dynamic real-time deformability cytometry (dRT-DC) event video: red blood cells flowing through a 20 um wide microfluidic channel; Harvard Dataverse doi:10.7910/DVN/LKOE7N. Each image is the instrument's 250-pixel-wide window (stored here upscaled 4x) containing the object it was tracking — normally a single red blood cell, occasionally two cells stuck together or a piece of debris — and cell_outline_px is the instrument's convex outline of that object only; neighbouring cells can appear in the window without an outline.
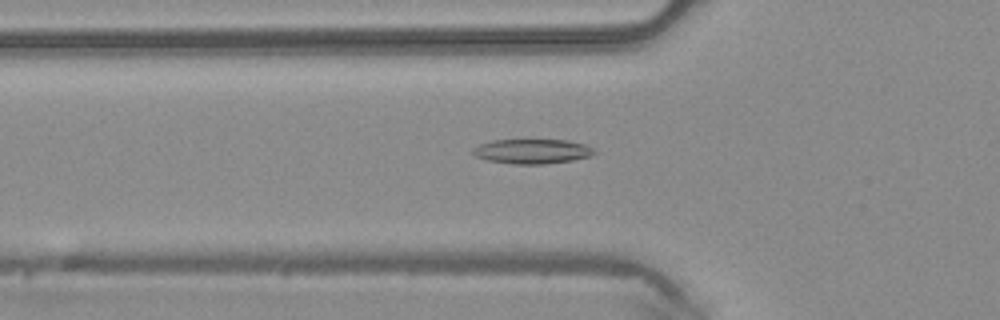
{"species": "common noctule bat (a hibernating species)", "species_latin": "Nyctalus noctula", "temperature_condition": "warm", "stored_images_in_passage": 48, "camera_frame_rate_fps": 3000, "um_per_image_px": 0.085, "animal": {"sex": "male", "body_mass_g": 20.4}, "frame": {"image": 1, "passage_image": 17, "time_ms": 5.333, "image_size_px": [1000, 320], "cell_outline_px": [[596, 152], [592, 156], [572, 160], [540, 164], [512, 164], [488, 160], [476, 156], [472, 152], [472, 148], [480, 144], [492, 140], [524, 136], [568, 140], [584, 144], [592, 148]], "centroid_in_image_um": [45.21, 12.79], "position_along_channel_um": 80.6, "area_um2": 18.44}}
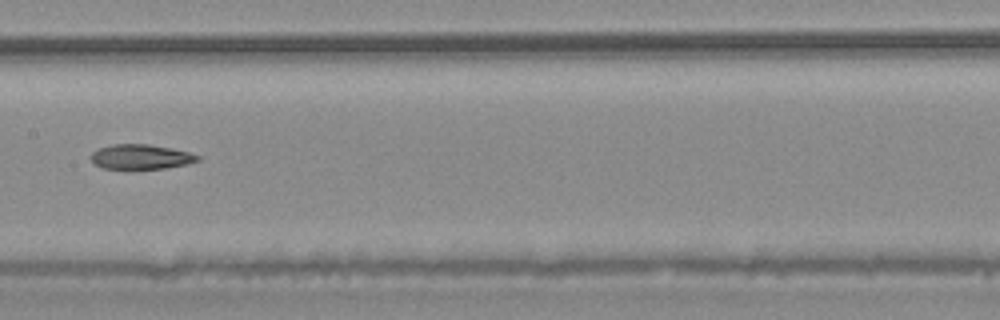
{"frame": {"image": 2, "passage_image": 25, "time_ms": 8.0, "image_size_px": [1000, 320], "cell_outline_px": [[200, 160], [188, 164], [164, 168], [132, 172], [100, 168], [88, 156], [92, 152], [100, 148], [112, 144], [148, 144], [172, 148], [188, 152], [200, 156]], "centroid_in_image_um": [11.93, 13.38], "position_along_channel_um": 195.5, "area_um2": 16.24}}
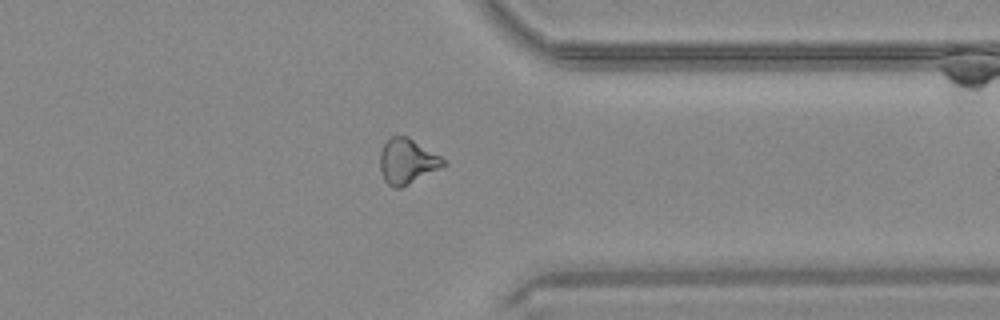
{"frame": {"image": 3, "passage_image": 38, "time_ms": 12.333, "image_size_px": [1000, 320], "cell_outline_px": [[448, 164], [400, 188], [392, 188], [384, 180], [380, 172], [380, 152], [384, 144], [392, 136], [408, 136], [440, 156]], "centroid_in_image_um": [34.59, 13.71], "position_along_channel_um": 376.8, "area_um2": 16.53}}